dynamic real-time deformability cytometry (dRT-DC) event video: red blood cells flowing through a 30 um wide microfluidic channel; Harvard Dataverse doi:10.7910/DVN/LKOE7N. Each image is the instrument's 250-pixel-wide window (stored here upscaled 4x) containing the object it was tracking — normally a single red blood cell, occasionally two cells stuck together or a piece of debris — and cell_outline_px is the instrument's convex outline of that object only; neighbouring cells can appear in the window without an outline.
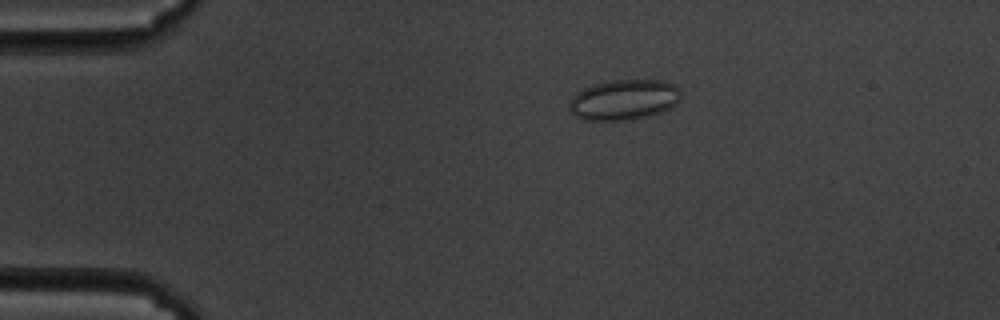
{"species": "common noctule bat (a hibernating species)", "species_latin": "Nyctalus noctula", "temperature_condition": "cold", "stored_images_in_passage": 55, "camera_frame_rate_fps": 3000, "um_per_image_px": 0.085, "animal": {"sex": "male", "body_mass_g": 19.5, "forearm_length_mm": 54.6}, "frame": {"image": 1, "passage_image": 9, "time_ms": 2.667, "image_size_px": [1000, 320], "cell_outline_px": [[680, 100], [676, 104], [660, 112], [648, 116], [628, 120], [584, 120], [576, 116], [572, 112], [568, 104], [572, 96], [576, 92], [592, 84], [612, 80], [664, 80], [676, 84], [680, 88]], "centroid_in_image_um": [53.04, 8.46], "position_along_channel_um": 32.0, "area_um2": 26.47}}
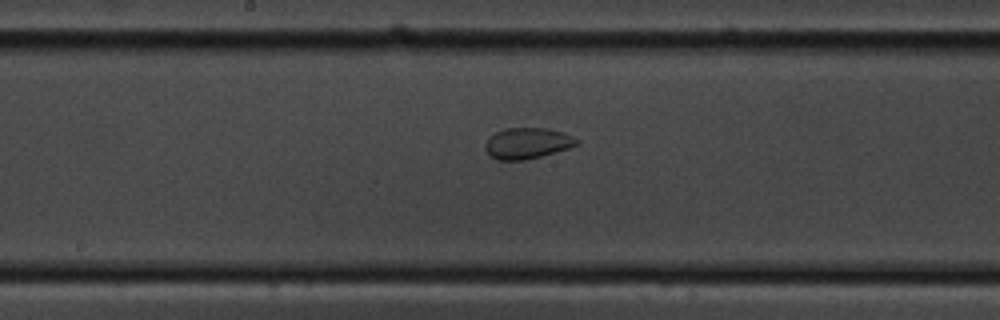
{"frame": {"image": 2, "passage_image": 28, "time_ms": 9.0, "image_size_px": [1000, 320], "cell_outline_px": [[580, 144], [568, 148], [540, 156], [524, 160], [496, 160], [484, 148], [484, 144], [488, 136], [504, 128], [548, 128], [564, 132], [580, 140]], "centroid_in_image_um": [44.82, 12.16], "position_along_channel_um": 203.4, "area_um2": 16.65}}
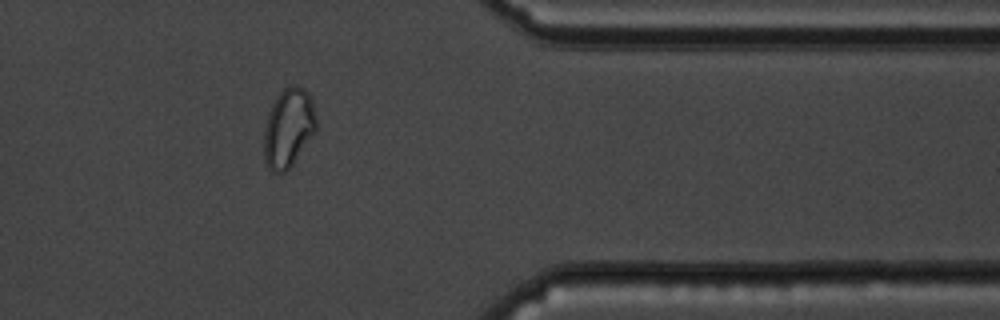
{"frame": {"image": 3, "passage_image": 45, "time_ms": 14.667, "image_size_px": [1000, 320], "cell_outline_px": [[316, 128], [292, 164], [284, 172], [272, 172], [268, 168], [264, 160], [264, 128], [268, 112], [272, 104], [280, 92], [288, 84], [296, 84], [304, 88], [308, 92], [312, 100], [316, 120]], "centroid_in_image_um": [24.49, 10.82], "position_along_channel_um": 386.9, "area_um2": 23.87}}